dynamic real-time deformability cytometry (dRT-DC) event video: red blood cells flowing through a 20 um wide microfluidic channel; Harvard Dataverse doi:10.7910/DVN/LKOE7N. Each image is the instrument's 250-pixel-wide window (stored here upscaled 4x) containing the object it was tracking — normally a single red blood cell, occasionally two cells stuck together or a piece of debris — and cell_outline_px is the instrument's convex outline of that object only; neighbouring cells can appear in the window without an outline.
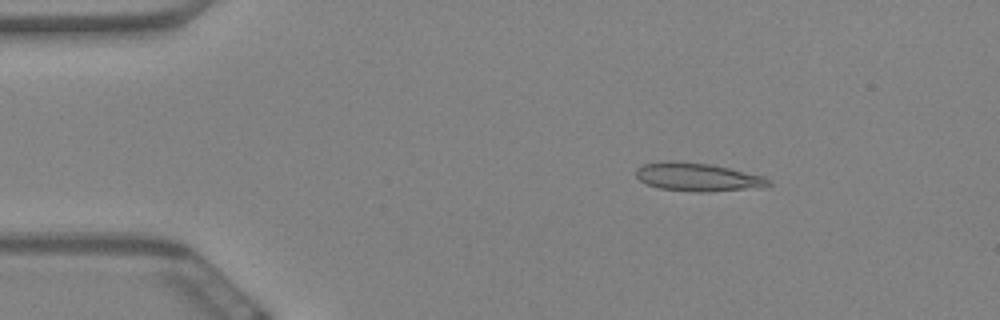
{"species": "Egyptian fruit bat (a non-hibernating species)", "species_latin": "Rousettus aegyptiacus", "temperature_condition": "warm", "stored_images_in_passage": 51, "camera_frame_rate_fps": 3000, "um_per_image_px": 0.085, "animal": {"sex": "female"}, "frame": {"image": 1, "passage_image": 1, "time_ms": 0.0, "image_size_px": [1000, 320], "cell_outline_px": [[772, 184], [760, 188], [704, 192], [696, 192], [660, 188], [648, 184], [640, 180], [636, 176], [636, 168], [644, 164], [664, 160], [672, 160], [712, 164], [764, 176], [772, 180]], "centroid_in_image_um": [59.33, 15.04], "position_along_channel_um": 25.7, "area_um2": 22.08}}
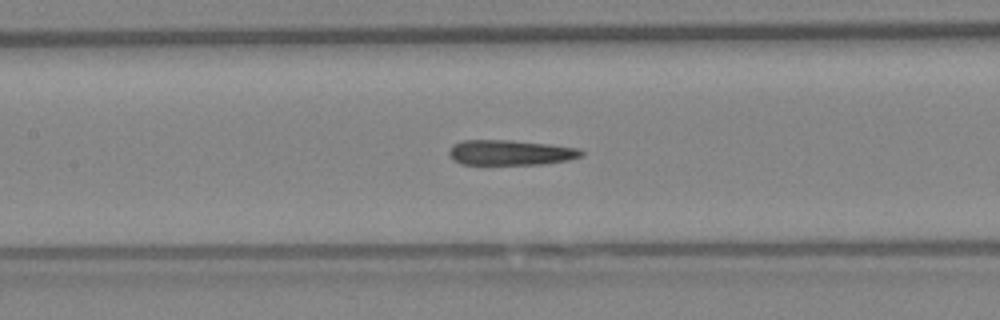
{"frame": {"image": 2, "passage_image": 19, "time_ms": 6.0, "image_size_px": [1000, 320], "cell_outline_px": [[584, 156], [568, 160], [544, 164], [460, 164], [448, 152], [452, 144], [464, 140], [512, 140], [548, 144], [580, 148], [584, 152]], "centroid_in_image_um": [43.44, 12.96], "position_along_channel_um": 164.0, "area_um2": 19.42}}
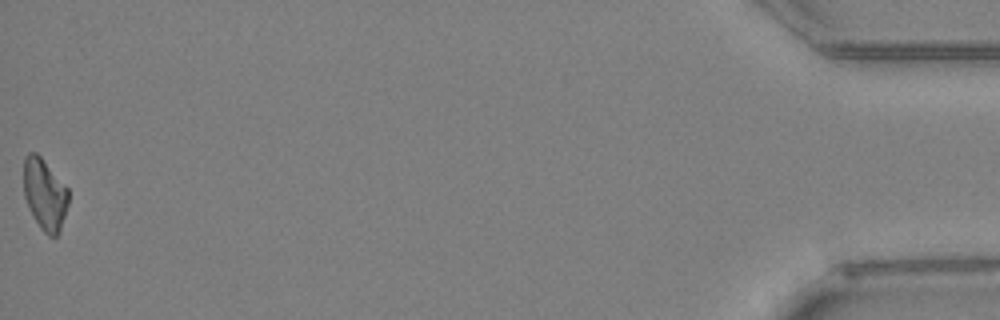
{"frame": {"image": 3, "passage_image": 51, "time_ms": 16.667, "image_size_px": [1000, 320], "cell_outline_px": [[68, 204], [60, 232], [56, 236], [48, 236], [40, 228], [28, 208], [24, 196], [24, 156], [28, 152], [36, 152], [40, 156], [68, 188]], "centroid_in_image_um": [3.79, 16.52], "position_along_channel_um": 431.4, "area_um2": 18.67}, "authors_computed_cell_mechanics": {"area_um2": 19.8254, "velocity_mm_per_s": 3.4417, "shape_relaxation_time_tau1_ms": null, "shape_relaxation_time_tau2_ms": 3.4902, "deformation_change_tau1": null, "deformation_change_tau2": 0.118}}